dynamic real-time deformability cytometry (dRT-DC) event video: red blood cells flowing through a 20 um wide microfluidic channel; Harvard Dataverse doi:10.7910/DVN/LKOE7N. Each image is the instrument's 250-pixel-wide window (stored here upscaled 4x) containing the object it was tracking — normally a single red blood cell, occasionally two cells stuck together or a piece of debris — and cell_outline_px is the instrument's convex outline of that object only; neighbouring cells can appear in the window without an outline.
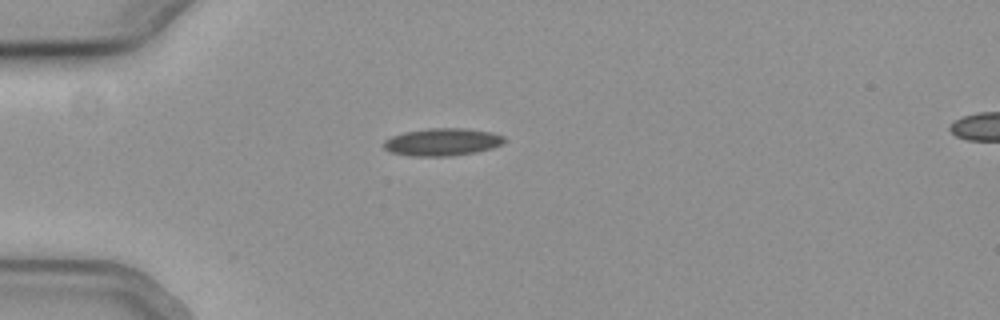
{"species": "common noctule bat (a hibernating species)", "species_latin": "Nyctalus noctula", "temperature_condition": "cold", "stored_images_in_passage": 41, "camera_frame_rate_fps": 3000, "um_per_image_px": 0.085, "animal": {"sex": "female", "body_mass_g": 19.3, "forearm_length_mm": 54.1}, "frame": {"image": 1, "passage_image": 1, "time_ms": 0.0, "image_size_px": [1000, 320], "cell_outline_px": [[504, 140], [500, 144], [492, 148], [476, 152], [452, 156], [412, 156], [388, 152], [384, 148], [384, 140], [392, 136], [404, 132], [428, 128], [464, 128], [492, 132], [504, 136]], "centroid_in_image_um": [37.57, 12.07], "position_along_channel_um": 47.4, "area_um2": 19.36}}
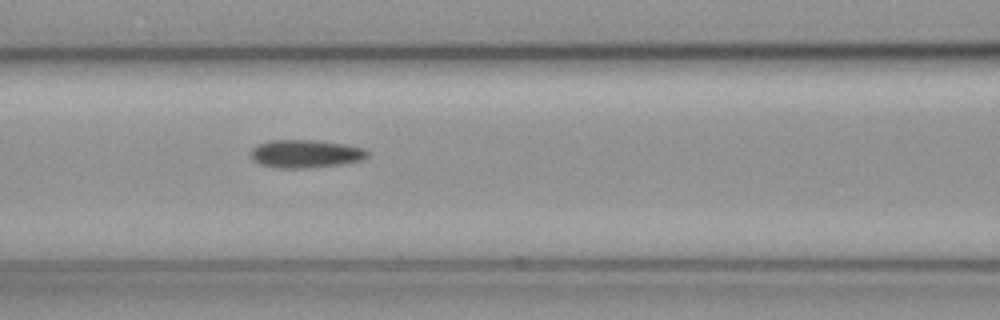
{"frame": {"image": 2, "passage_image": 10, "time_ms": 3.0, "image_size_px": [1000, 320], "cell_outline_px": [[368, 156], [360, 160], [340, 164], [304, 168], [280, 168], [260, 164], [252, 160], [248, 152], [256, 144], [272, 140], [316, 140], [344, 144], [364, 148], [368, 152]], "centroid_in_image_um": [25.91, 13.06], "position_along_channel_um": 140.7, "area_um2": 19.07}}
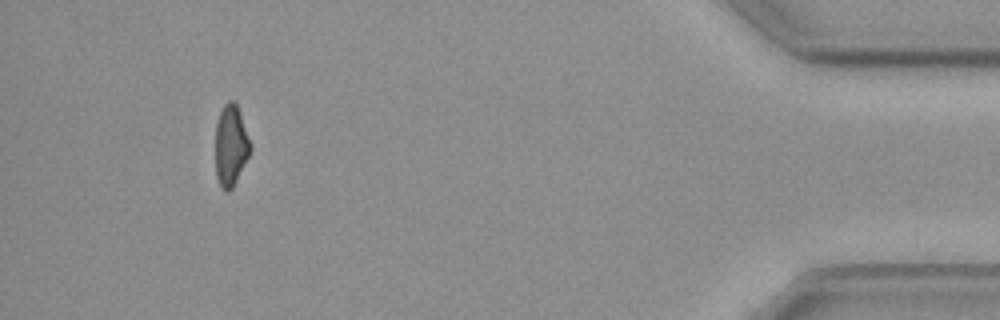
{"frame": {"image": 3, "passage_image": 37, "time_ms": 12.0, "image_size_px": [1000, 320], "cell_outline_px": [[252, 148], [232, 188], [228, 192], [224, 192], [216, 176], [216, 120], [224, 104], [228, 100], [232, 100], [236, 104], [252, 144]], "centroid_in_image_um": [19.61, 12.35], "position_along_channel_um": 415.6, "area_um2": 16.36}, "authors_computed_cell_mechanics": {"area_um2": 17.9758, "velocity_mm_per_s": 3.7893, "shape_relaxation_time_tau1_ms": 3.4483, "shape_relaxation_time_tau2_ms": null, "deformation_change_tau1": 0.0784, "deformation_change_tau2": null}}